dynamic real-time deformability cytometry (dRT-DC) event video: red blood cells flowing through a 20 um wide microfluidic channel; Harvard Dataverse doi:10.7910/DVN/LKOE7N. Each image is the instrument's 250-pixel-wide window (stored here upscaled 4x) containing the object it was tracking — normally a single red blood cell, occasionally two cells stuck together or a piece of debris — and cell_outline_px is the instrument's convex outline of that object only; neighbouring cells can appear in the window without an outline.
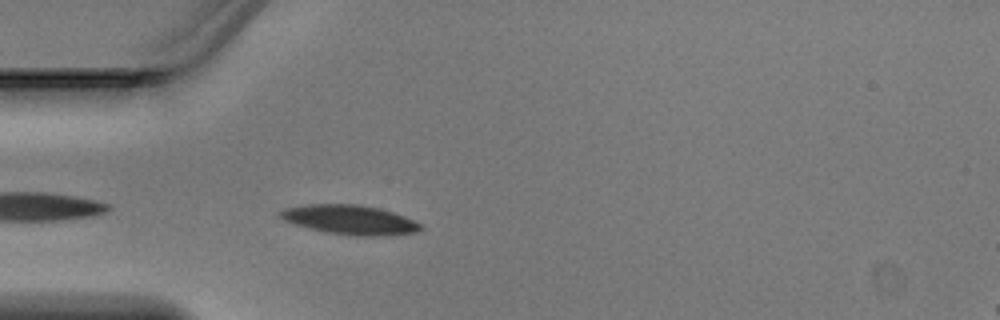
{"species": "Egyptian fruit bat (a non-hibernating species)", "species_latin": "Rousettus aegyptiacus", "temperature_condition": "warm", "stored_images_in_passage": 1, "camera_frame_rate_fps": 3000, "um_per_image_px": 0.085, "animal": {"sex": "male"}, "frame": {"image": 1, "passage_image": 1, "time_ms": 0.0, "image_size_px": [1000, 320], "cell_outline_px": [[424, 228], [420, 232], [380, 236], [348, 236], [324, 232], [308, 228], [284, 220], [276, 216], [284, 208], [308, 204], [356, 204], [380, 208], [404, 216], [420, 224]], "centroid_in_image_um": [29.73, 18.69], "position_along_channel_um": 55.3, "area_um2": 24.28}}